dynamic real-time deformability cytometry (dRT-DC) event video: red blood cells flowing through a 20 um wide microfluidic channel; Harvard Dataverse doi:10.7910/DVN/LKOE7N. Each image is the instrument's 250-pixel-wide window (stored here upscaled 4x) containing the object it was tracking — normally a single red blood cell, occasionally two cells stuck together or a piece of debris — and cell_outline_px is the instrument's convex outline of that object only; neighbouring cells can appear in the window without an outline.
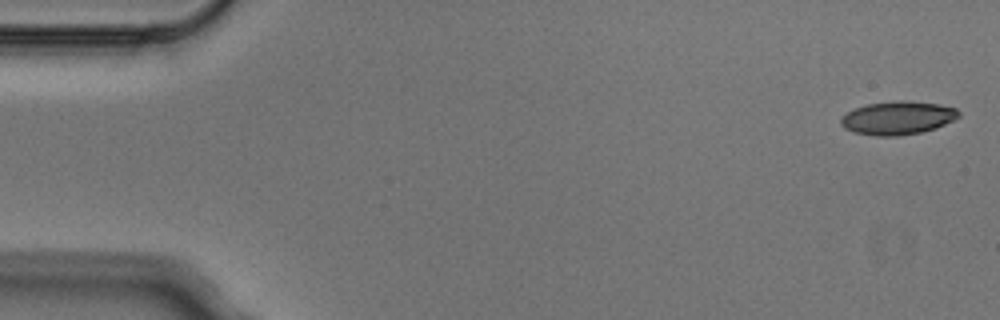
{"species": "Egyptian fruit bat (a non-hibernating species)", "species_latin": "Rousettus aegyptiacus", "temperature_condition": "cold", "stored_images_in_passage": 4, "camera_frame_rate_fps": 3000, "um_per_image_px": 0.085, "animal": {"sex": "male"}, "frame": {"image": 1, "passage_image": 1, "time_ms": 0.0, "image_size_px": [1000, 320], "cell_outline_px": [[960, 116], [936, 128], [920, 132], [896, 136], [876, 136], [852, 132], [844, 128], [840, 124], [840, 116], [856, 108], [868, 104], [896, 100], [908, 100], [940, 104], [956, 108], [960, 112]], "centroid_in_image_um": [76.29, 10.02], "position_along_channel_um": 8.7, "area_um2": 23.0}}
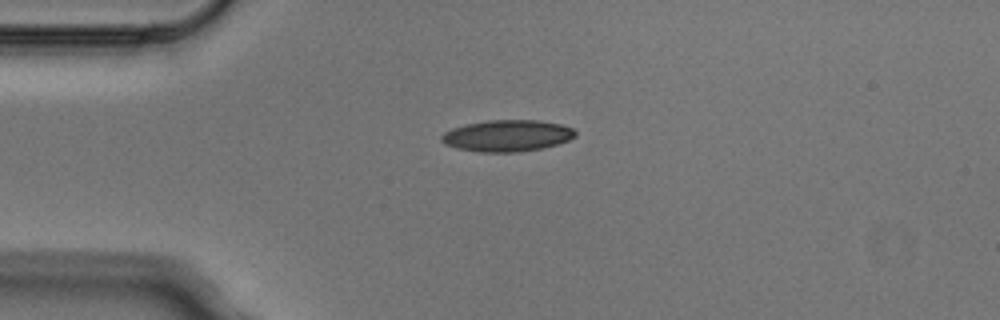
{"frame": {"image": 2, "passage_image": 4, "time_ms": 1.0, "image_size_px": [1000, 320], "cell_outline_px": [[576, 136], [568, 140], [544, 148], [516, 152], [480, 152], [456, 148], [444, 144], [440, 140], [440, 136], [444, 132], [452, 128], [464, 124], [488, 120], [540, 120], [560, 124], [572, 128], [576, 132]], "centroid_in_image_um": [43.08, 11.53], "position_along_channel_um": 41.9, "area_um2": 24.74}}